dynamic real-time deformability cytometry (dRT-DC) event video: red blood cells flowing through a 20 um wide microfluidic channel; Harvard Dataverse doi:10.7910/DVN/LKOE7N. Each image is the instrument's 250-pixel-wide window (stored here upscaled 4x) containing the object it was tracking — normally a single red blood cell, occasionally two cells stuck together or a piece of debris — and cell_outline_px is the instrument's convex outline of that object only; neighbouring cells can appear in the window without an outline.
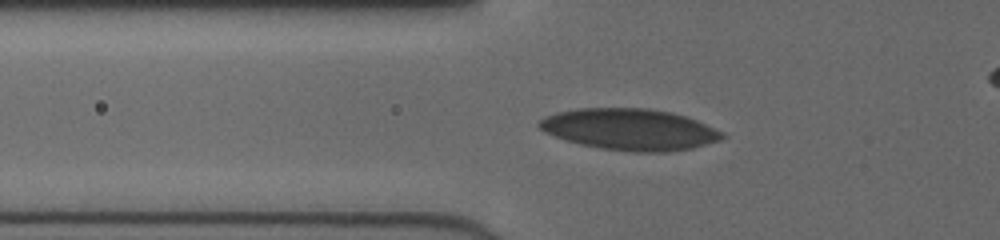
{"species": "human", "species_latin": "Homo sapiens", "temperature_condition": "cold", "stored_images_in_passage": 29, "camera_frame_rate_fps": 3000, "um_per_image_px": 0.085, "donor": {"sex": "female"}, "frame": {"image": 1, "passage_image": 2, "time_ms": 0.333, "image_size_px": [1000, 240], "cell_outline_px": [[728, 136], [720, 140], [692, 148], [668, 152], [636, 152], [600, 148], [580, 144], [564, 140], [544, 132], [536, 124], [544, 116], [556, 112], [580, 108], [648, 108], [672, 112], [696, 120], [724, 132]], "centroid_in_image_um": [53.52, 11.0], "position_along_channel_um": 72.3, "area_um2": 44.33}}
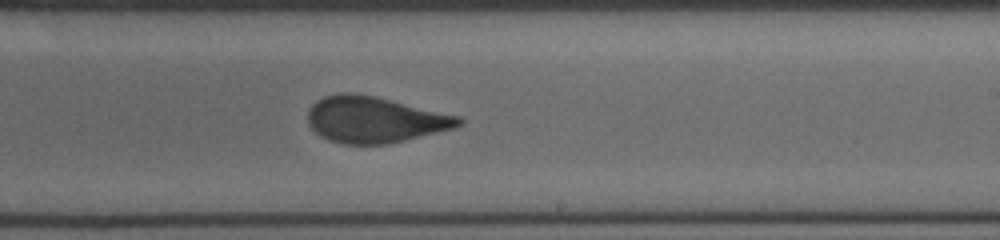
{"frame": {"image": 2, "passage_image": 16, "time_ms": 5.0, "image_size_px": [1000, 240], "cell_outline_px": [[464, 124], [456, 128], [388, 144], [344, 144], [320, 136], [308, 124], [308, 108], [316, 100], [324, 96], [340, 92], [348, 92], [376, 96], [460, 116], [464, 120]], "centroid_in_image_um": [31.87, 10.16], "position_along_channel_um": 257.1, "area_um2": 40.81}}
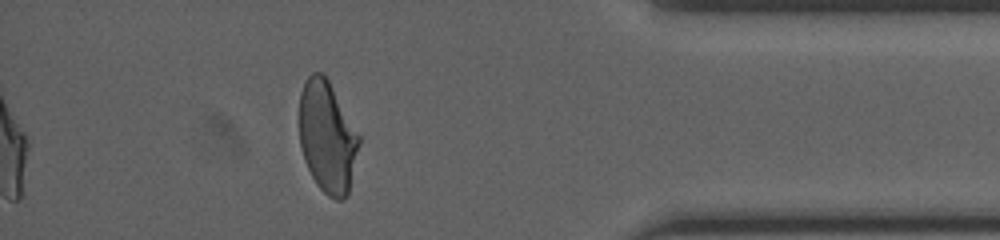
{"frame": {"image": 3, "passage_image": 29, "time_ms": 9.333, "image_size_px": [1000, 240], "cell_outline_px": [[360, 144], [348, 192], [340, 200], [336, 200], [328, 196], [316, 184], [304, 160], [300, 144], [300, 92], [308, 76], [312, 72], [324, 72], [360, 136]], "centroid_in_image_um": [27.82, 11.62], "position_along_channel_um": 407.4, "area_um2": 38.61}, "authors_computed_cell_mechanics": {"area_um2": 40.9224, "velocity_mm_per_s": 4.0455, "shape_relaxation_time_tau1_ms": null, "shape_relaxation_time_tau2_ms": 0.8952, "deformation_change_tau1": null, "deformation_change_tau2": 0.0641}}